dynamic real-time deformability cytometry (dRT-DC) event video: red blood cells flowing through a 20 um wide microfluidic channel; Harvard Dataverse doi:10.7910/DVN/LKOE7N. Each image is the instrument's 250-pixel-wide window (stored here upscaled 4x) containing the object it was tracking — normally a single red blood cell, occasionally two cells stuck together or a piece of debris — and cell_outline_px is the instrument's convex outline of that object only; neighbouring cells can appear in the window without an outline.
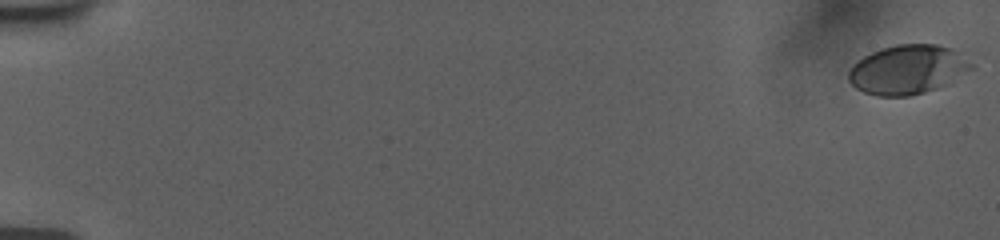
{"species": "human", "species_latin": "Homo sapiens", "temperature_condition": "room temperature", "stored_images_in_passage": 56, "camera_frame_rate_fps": 3000, "um_per_image_px": 0.085, "donor": {"sex": "female"}, "frame": {"image": 1, "passage_image": 1, "time_ms": 0.0, "image_size_px": [1000, 240], "cell_outline_px": [[976, 68], [948, 84], [924, 92], [908, 96], [876, 96], [864, 92], [856, 88], [848, 80], [848, 72], [852, 64], [864, 56], [880, 48], [896, 44], [936, 44], [952, 48], [972, 64]], "centroid_in_image_um": [77.15, 5.91], "position_along_channel_um": 7.9, "area_um2": 35.37}}
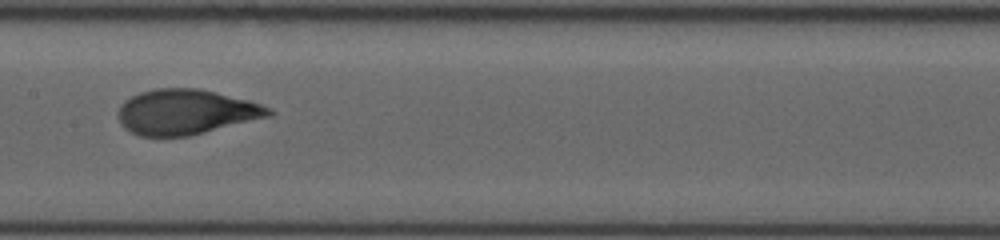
{"frame": {"image": 2, "passage_image": 31, "time_ms": 10.0, "image_size_px": [1000, 240], "cell_outline_px": [[276, 112], [272, 116], [188, 136], [140, 136], [124, 128], [120, 124], [120, 104], [124, 100], [140, 92], [156, 88], [200, 88], [248, 100], [272, 108]], "centroid_in_image_um": [15.84, 9.51], "position_along_channel_um": 191.6, "area_um2": 39.59}}
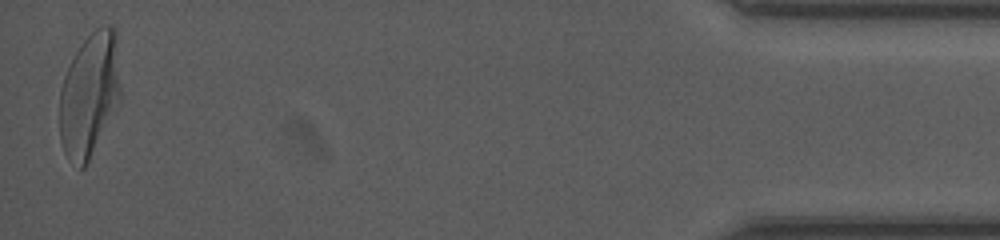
{"frame": {"image": 3, "passage_image": 56, "time_ms": 18.333, "image_size_px": [1000, 240], "cell_outline_px": [[120, 100], [84, 168], [80, 168], [64, 152], [60, 140], [60, 88], [64, 76], [76, 52], [84, 40], [100, 24], [112, 24], [116, 28], [120, 88]], "centroid_in_image_um": [7.61, 7.98], "position_along_channel_um": 427.6, "area_um2": 43.64}, "authors_computed_cell_mechanics": {"area_um2": 38.6393, "velocity_mm_per_s": 3.7717, "shape_relaxation_time_tau1_ms": 6.4987, "shape_relaxation_time_tau2_ms": null, "deformation_change_tau1": 0.229, "deformation_change_tau2": null}}